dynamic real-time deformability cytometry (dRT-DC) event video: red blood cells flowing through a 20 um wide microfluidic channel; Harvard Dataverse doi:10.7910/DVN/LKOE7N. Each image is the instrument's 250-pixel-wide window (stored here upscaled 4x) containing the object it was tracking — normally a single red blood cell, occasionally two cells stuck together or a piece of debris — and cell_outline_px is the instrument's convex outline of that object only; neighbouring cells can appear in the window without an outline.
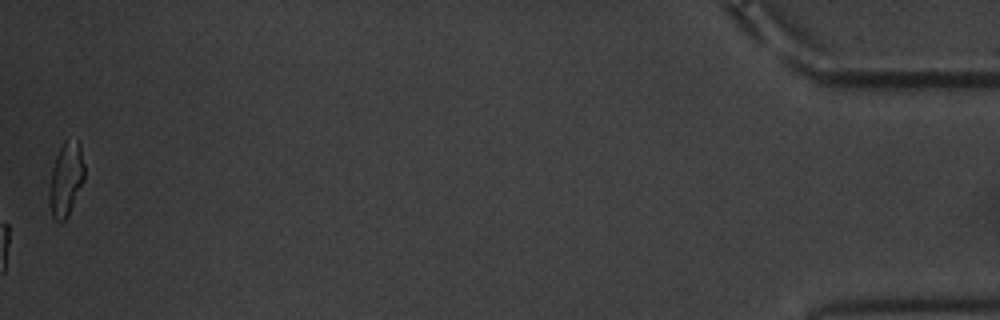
{"species": "common noctule bat (a hibernating species)", "species_latin": "Nyctalus noctula", "temperature_condition": "warm", "stored_images_in_passage": 61, "camera_frame_rate_fps": 3000, "um_per_image_px": 0.085, "animal": {"sex": "male", "body_mass_g": 20.1, "forearm_length_mm": 53.5}, "frame": {"image": 1, "passage_image": 61, "time_ms": 20.0, "image_size_px": [1000, 320], "cell_outline_px": [[84, 180], [68, 216], [60, 224], [52, 216], [48, 200], [48, 192], [52, 168], [56, 156], [64, 140], [80, 144], [84, 164]], "centroid_in_image_um": [5.59, 15.3], "position_along_channel_um": 429.6, "area_um2": 15.03}, "authors_computed_cell_mechanics": {"area_um2": 17.9758, "velocity_mm_per_s": 3.3694, "shape_relaxation_time_tau1_ms": 5.0153, "shape_relaxation_time_tau2_ms": 2.356, "deformation_change_tau1": 0.1705, "deformation_change_tau2": 0.0889}}